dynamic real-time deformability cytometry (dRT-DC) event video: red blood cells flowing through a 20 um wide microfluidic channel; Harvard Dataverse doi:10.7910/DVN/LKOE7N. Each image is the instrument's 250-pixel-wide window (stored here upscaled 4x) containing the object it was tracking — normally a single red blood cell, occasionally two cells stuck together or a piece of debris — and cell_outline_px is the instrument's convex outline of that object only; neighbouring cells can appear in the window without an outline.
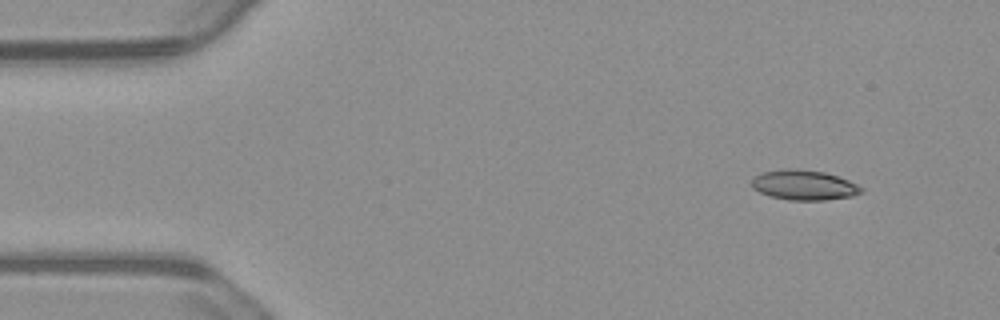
{"species": "common noctule bat (a hibernating species)", "species_latin": "Nyctalus noctula", "temperature_condition": "warm", "stored_images_in_passage": 11, "camera_frame_rate_fps": 3000, "um_per_image_px": 0.085, "animal": {"sex": "male", "body_mass_g": 23.1, "forearm_length_mm": 52.7}, "frame": {"image": 1, "passage_image": 1, "time_ms": 0.0, "image_size_px": [1000, 320], "cell_outline_px": [[864, 192], [852, 196], [824, 200], [788, 200], [772, 196], [760, 192], [752, 188], [752, 176], [764, 172], [788, 168], [792, 168], [824, 172], [848, 180], [864, 188]], "centroid_in_image_um": [68.34, 15.73], "position_along_channel_um": 16.7, "area_um2": 19.07}}